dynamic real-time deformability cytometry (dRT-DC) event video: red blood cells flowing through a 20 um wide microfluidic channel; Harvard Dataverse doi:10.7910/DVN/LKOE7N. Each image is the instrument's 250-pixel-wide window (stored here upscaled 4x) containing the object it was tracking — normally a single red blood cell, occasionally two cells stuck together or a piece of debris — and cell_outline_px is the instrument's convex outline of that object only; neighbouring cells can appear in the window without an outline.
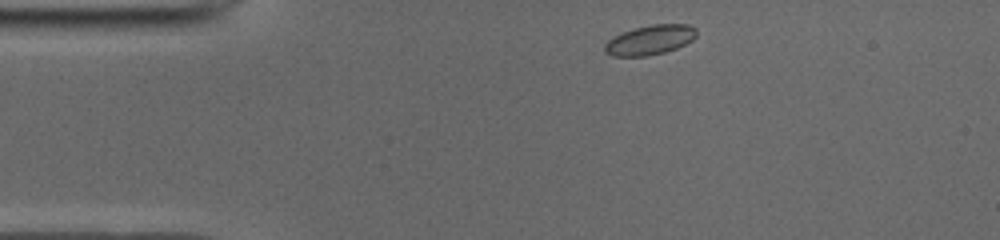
{"species": "common noctule bat (a hibernating species)", "species_latin": "Nyctalus noctula", "temperature_condition": "cold", "stored_images_in_passage": 43, "camera_frame_rate_fps": 3000, "um_per_image_px": 0.085, "animal": {"sex": "male", "body_mass_g": 19.0, "forearm_length_mm": 50.8}, "frame": {"image": 1, "passage_image": 1, "time_ms": 0.0, "image_size_px": [1000, 240], "cell_outline_px": [[696, 36], [692, 40], [676, 48], [664, 52], [648, 56], [612, 56], [604, 52], [604, 44], [608, 40], [620, 32], [652, 24], [688, 24], [696, 28]], "centroid_in_image_um": [55.22, 3.39], "position_along_channel_um": 29.8, "area_um2": 15.9}}
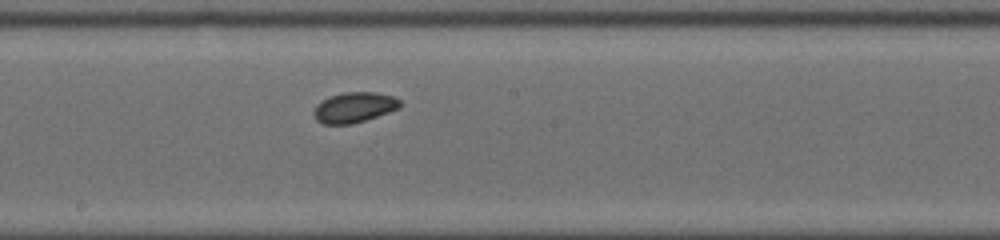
{"frame": {"image": 2, "passage_image": 19, "time_ms": 6.0, "image_size_px": [1000, 240], "cell_outline_px": [[400, 108], [352, 124], [324, 124], [316, 120], [312, 112], [316, 104], [332, 96], [344, 92], [376, 92], [392, 96], [400, 100]], "centroid_in_image_um": [30.09, 9.13], "position_along_channel_um": 218.1, "area_um2": 15.09}}
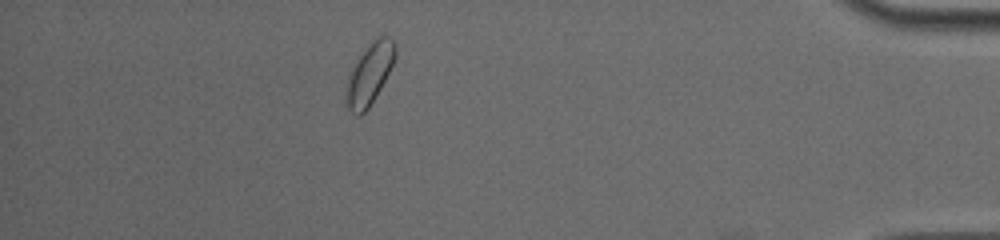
{"frame": {"image": 3, "passage_image": 37, "time_ms": 12.0, "image_size_px": [1000, 240], "cell_outline_px": [[396, 56], [380, 88], [368, 108], [360, 116], [356, 116], [344, 104], [344, 88], [348, 72], [356, 60], [368, 44], [372, 40], [380, 36], [388, 36], [396, 44]], "centroid_in_image_um": [31.34, 6.3], "position_along_channel_um": 403.9, "area_um2": 17.74}, "authors_computed_cell_mechanics": {"area_um2": 15.5482, "velocity_mm_per_s": 3.9081, "shape_relaxation_time_tau1_ms": 1.9798, "shape_relaxation_time_tau2_ms": 6.1247, "deformation_change_tau1": 0.0466, "deformation_change_tau2": 0.0705}}